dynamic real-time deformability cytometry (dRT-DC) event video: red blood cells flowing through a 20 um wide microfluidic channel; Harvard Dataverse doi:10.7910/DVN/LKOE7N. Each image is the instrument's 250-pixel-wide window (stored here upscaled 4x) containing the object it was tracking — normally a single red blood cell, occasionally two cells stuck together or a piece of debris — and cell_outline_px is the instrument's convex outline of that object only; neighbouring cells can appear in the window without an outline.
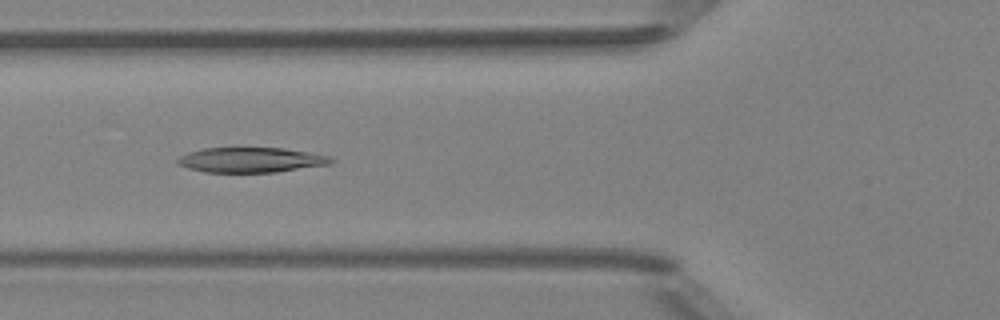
{"species": "Egyptian fruit bat (a non-hibernating species)", "species_latin": "Rousettus aegyptiacus", "temperature_condition": "room temperature", "stored_images_in_passage": 34, "camera_frame_rate_fps": 3000, "um_per_image_px": 0.085, "animal": {"sex": "female"}, "frame": {"image": 1, "passage_image": 8, "time_ms": 2.333, "image_size_px": [1000, 320], "cell_outline_px": [[336, 160], [332, 164], [276, 172], [204, 172], [188, 168], [180, 164], [176, 160], [180, 156], [188, 152], [204, 148], [284, 148], [308, 152], [328, 156]], "centroid_in_image_um": [21.36, 13.59], "position_along_channel_um": 104.4, "area_um2": 22.31}}
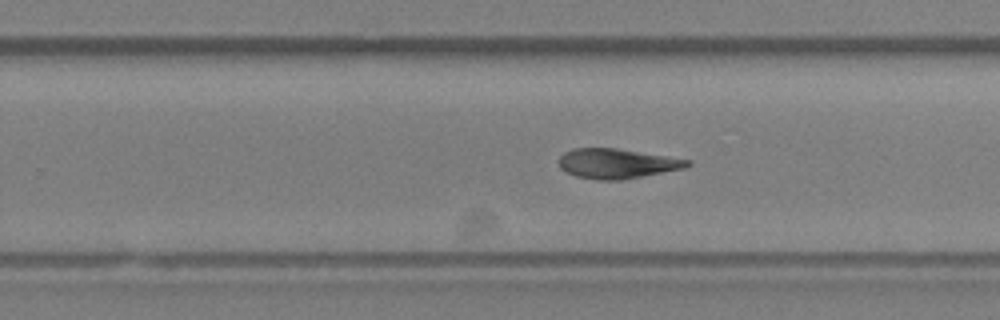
{"frame": {"image": 2, "passage_image": 21, "time_ms": 6.667, "image_size_px": [1000, 320], "cell_outline_px": [[692, 164], [684, 168], [620, 180], [596, 180], [576, 176], [564, 172], [560, 168], [560, 156], [564, 152], [572, 148], [616, 148], [692, 160]], "centroid_in_image_um": [52.42, 13.9], "position_along_channel_um": 277.4, "area_um2": 22.25}}
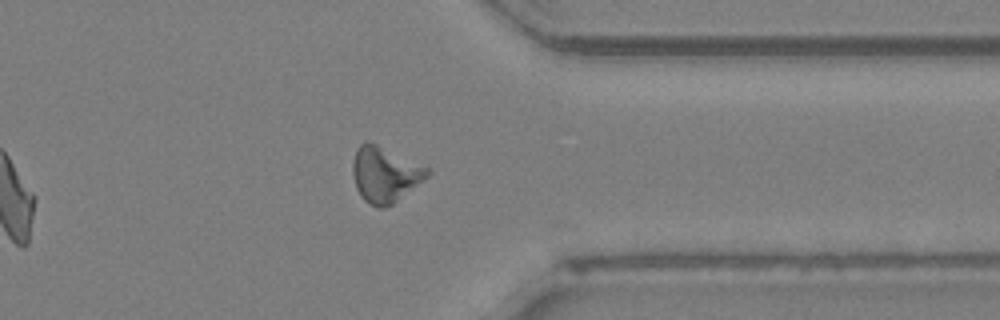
{"frame": {"image": 3, "passage_image": 29, "time_ms": 9.333, "image_size_px": [1000, 320], "cell_outline_px": [[432, 172], [428, 176], [392, 204], [384, 208], [380, 208], [368, 204], [360, 196], [356, 188], [352, 176], [352, 164], [356, 148], [360, 144], [368, 140], [432, 168]], "centroid_in_image_um": [32.71, 14.81], "position_along_channel_um": 378.7, "area_um2": 24.45}, "authors_computed_cell_mechanics": {"area_um2": 22.3108, "velocity_mm_per_s": 4.0105, "shape_relaxation_time_tau1_ms": 9.3774, "shape_relaxation_time_tau2_ms": null, "deformation_change_tau1": 0.224, "deformation_change_tau2": null}}